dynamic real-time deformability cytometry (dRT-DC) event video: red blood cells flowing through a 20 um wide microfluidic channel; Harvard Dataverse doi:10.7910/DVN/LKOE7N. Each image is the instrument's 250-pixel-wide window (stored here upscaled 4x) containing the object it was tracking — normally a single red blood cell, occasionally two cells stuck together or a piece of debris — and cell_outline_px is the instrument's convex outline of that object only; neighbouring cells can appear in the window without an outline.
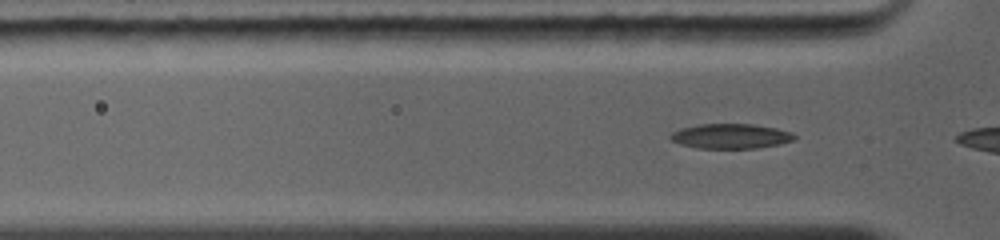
{"species": "common noctule bat (a hibernating species)", "species_latin": "Nyctalus noctula", "temperature_condition": "warm", "stored_images_in_passage": 6, "camera_frame_rate_fps": 5000, "um_per_image_px": 0.085, "animal": {"sex": "female", "body_mass_g": 19.0, "forearm_length_mm": 56.7}, "frame": {"image": 1, "passage_image": 4, "time_ms": 0.6, "image_size_px": [1000, 240], "cell_outline_px": [[796, 140], [780, 144], [756, 148], [696, 148], [680, 144], [672, 140], [668, 136], [672, 132], [680, 128], [700, 124], [752, 124], [776, 128], [792, 132], [796, 136]], "centroid_in_image_um": [62.12, 11.57], "position_along_channel_um": 63.7, "area_um2": 18.03}}